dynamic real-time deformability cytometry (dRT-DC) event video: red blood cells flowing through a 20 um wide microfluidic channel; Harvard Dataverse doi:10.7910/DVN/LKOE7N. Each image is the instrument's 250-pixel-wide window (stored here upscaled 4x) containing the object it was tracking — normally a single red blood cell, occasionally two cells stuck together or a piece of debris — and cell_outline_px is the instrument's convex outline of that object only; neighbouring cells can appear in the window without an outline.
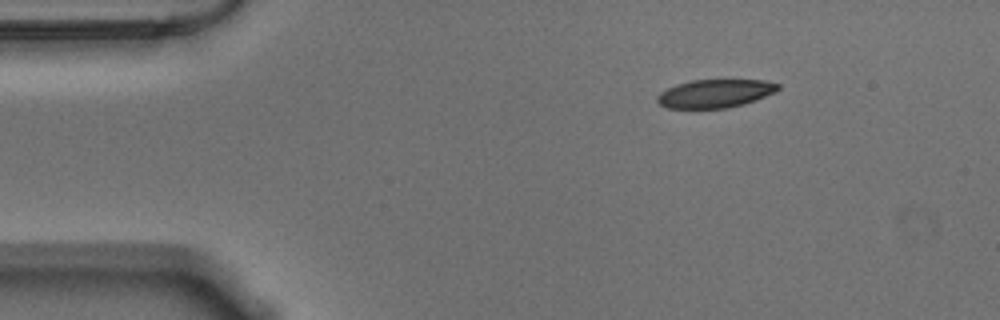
{"species": "Egyptian fruit bat (a non-hibernating species)", "species_latin": "Rousettus aegyptiacus", "temperature_condition": "warm", "stored_images_in_passage": 49, "camera_frame_rate_fps": 3000, "um_per_image_px": 0.085, "animal": {"sex": "male"}, "frame": {"image": 1, "passage_image": 1, "time_ms": 0.0, "image_size_px": [1000, 320], "cell_outline_px": [[780, 88], [776, 92], [756, 100], [744, 104], [728, 108], [668, 108], [660, 104], [656, 100], [656, 96], [660, 92], [676, 84], [692, 80], [764, 80], [780, 84]], "centroid_in_image_um": [60.8, 7.95], "position_along_channel_um": 24.2, "area_um2": 20.0}}
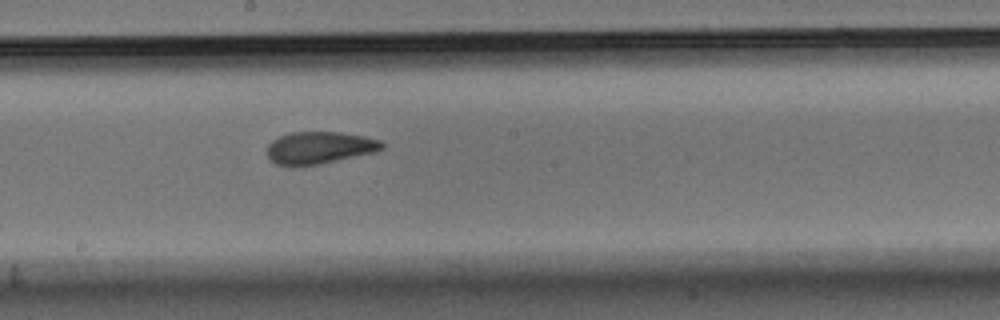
{"frame": {"image": 2, "passage_image": 23, "time_ms": 7.333, "image_size_px": [1000, 320], "cell_outline_px": [[384, 148], [372, 152], [320, 164], [288, 168], [276, 164], [268, 160], [268, 144], [276, 136], [292, 132], [340, 132], [364, 136], [380, 140], [384, 144]], "centroid_in_image_um": [27.07, 12.57], "position_along_channel_um": 221.1, "area_um2": 21.85}}
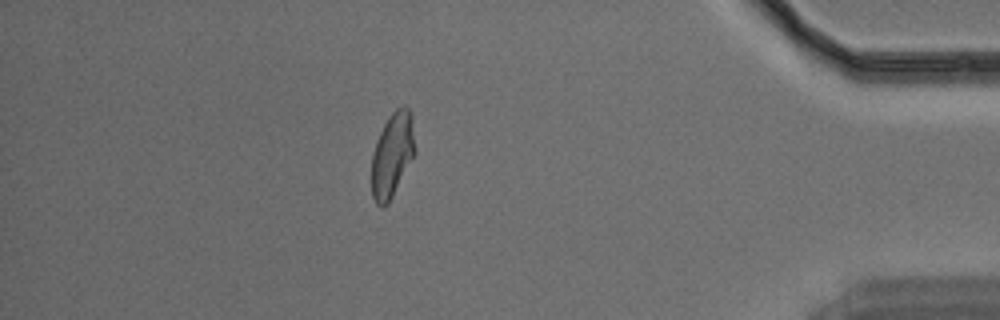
{"frame": {"image": 3, "passage_image": 42, "time_ms": 13.667, "image_size_px": [1000, 320], "cell_outline_px": [[416, 152], [388, 204], [380, 208], [376, 204], [372, 196], [372, 152], [376, 140], [388, 116], [396, 108], [404, 104], [412, 112]], "centroid_in_image_um": [33.36, 13.12], "position_along_channel_um": 401.8, "area_um2": 21.68}, "authors_computed_cell_mechanics": {"area_um2": 21.7328, "velocity_mm_per_s": 3.5499, "shape_relaxation_time_tau1_ms": 5.9457, "shape_relaxation_time_tau2_ms": 1.9415, "deformation_change_tau1": 0.1685, "deformation_change_tau2": 0.0792}}